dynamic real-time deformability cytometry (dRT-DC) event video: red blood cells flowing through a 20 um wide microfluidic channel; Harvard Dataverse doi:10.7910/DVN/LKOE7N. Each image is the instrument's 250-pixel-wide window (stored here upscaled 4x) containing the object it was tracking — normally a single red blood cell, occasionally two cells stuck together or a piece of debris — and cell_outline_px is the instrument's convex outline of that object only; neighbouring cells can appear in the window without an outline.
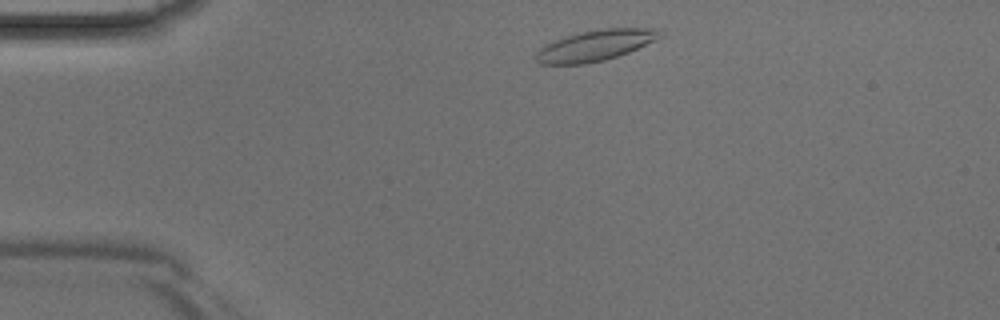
{"species": "Egyptian fruit bat (a non-hibernating species)", "species_latin": "Rousettus aegyptiacus", "temperature_condition": "room temperature", "stored_images_in_passage": 37, "camera_frame_rate_fps": 3000, "um_per_image_px": 0.085, "animal": {"sex": "male"}, "frame": {"image": 1, "passage_image": 2, "time_ms": 0.333, "image_size_px": [1000, 320], "cell_outline_px": [[664, 36], [656, 40], [628, 52], [604, 60], [584, 64], [540, 64], [536, 60], [536, 52], [544, 44], [580, 32], [604, 28], [652, 28], [664, 32]], "centroid_in_image_um": [50.62, 3.86], "position_along_channel_um": 34.4, "area_um2": 22.14}}
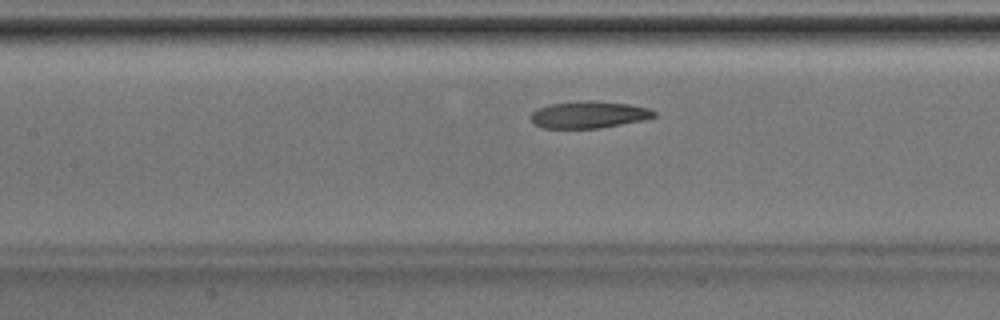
{"frame": {"image": 2, "passage_image": 13, "time_ms": 4.0, "image_size_px": [1000, 320], "cell_outline_px": [[656, 116], [644, 120], [600, 128], [544, 128], [536, 124], [532, 120], [532, 112], [536, 108], [552, 104], [588, 100], [592, 100], [628, 104], [648, 108], [656, 112]], "centroid_in_image_um": [50.08, 9.74], "position_along_channel_um": 157.3, "area_um2": 19.19}}
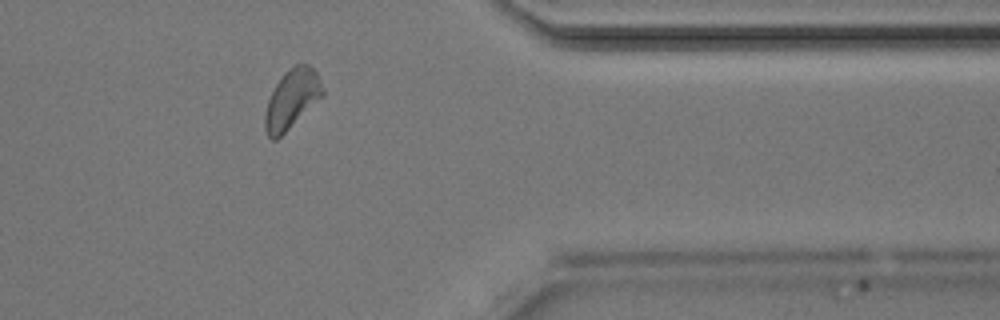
{"frame": {"image": 3, "passage_image": 29, "time_ms": 9.333, "image_size_px": [1000, 320], "cell_outline_px": [[324, 96], [276, 140], [272, 140], [268, 136], [264, 128], [264, 116], [268, 100], [276, 84], [288, 68], [296, 64], [308, 64], [316, 72], [324, 88]], "centroid_in_image_um": [24.81, 8.42], "position_along_channel_um": 386.6, "area_um2": 19.83}}